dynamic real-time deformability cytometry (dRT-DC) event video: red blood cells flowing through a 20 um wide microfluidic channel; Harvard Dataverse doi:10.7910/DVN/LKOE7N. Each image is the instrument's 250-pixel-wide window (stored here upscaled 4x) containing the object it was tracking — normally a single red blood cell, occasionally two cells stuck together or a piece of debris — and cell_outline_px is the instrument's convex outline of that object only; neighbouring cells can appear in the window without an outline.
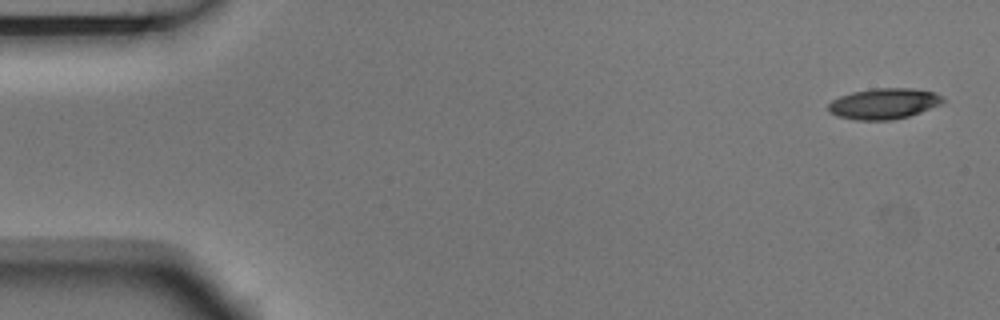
{"species": "Egyptian fruit bat (a non-hibernating species)", "species_latin": "Rousettus aegyptiacus", "temperature_condition": "room temperature", "stored_images_in_passage": 9, "camera_frame_rate_fps": 3000, "um_per_image_px": 0.085, "animal": {"sex": "male"}, "frame": {"image": 1, "passage_image": 1, "time_ms": 0.0, "image_size_px": [1000, 320], "cell_outline_px": [[944, 100], [940, 104], [920, 112], [908, 116], [892, 120], [856, 120], [836, 116], [828, 112], [828, 104], [832, 100], [840, 96], [852, 92], [872, 88], [912, 88], [936, 92], [944, 96]], "centroid_in_image_um": [75.12, 8.8], "position_along_channel_um": 9.9, "area_um2": 20.69}}
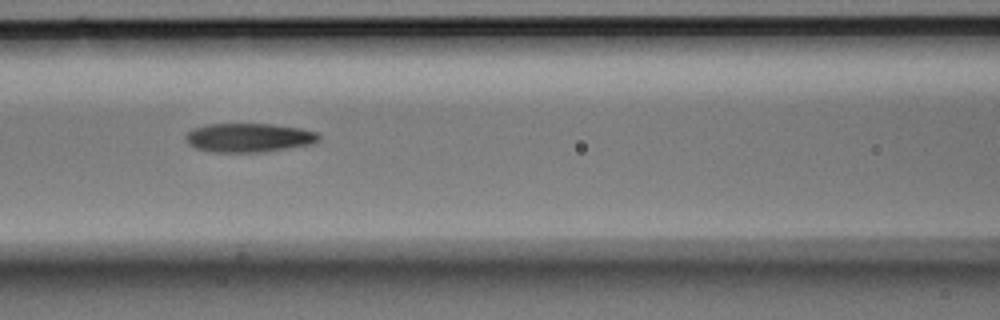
{"frame": {"image": 2, "passage_image": 7, "time_ms": 2.0, "image_size_px": [1000, 320], "cell_outline_px": [[320, 140], [312, 144], [264, 152], [212, 152], [196, 148], [188, 144], [184, 136], [192, 128], [208, 124], [272, 124], [300, 128], [316, 132], [320, 136]], "centroid_in_image_um": [21.14, 11.7], "position_along_channel_um": 145.5, "area_um2": 22.54}}
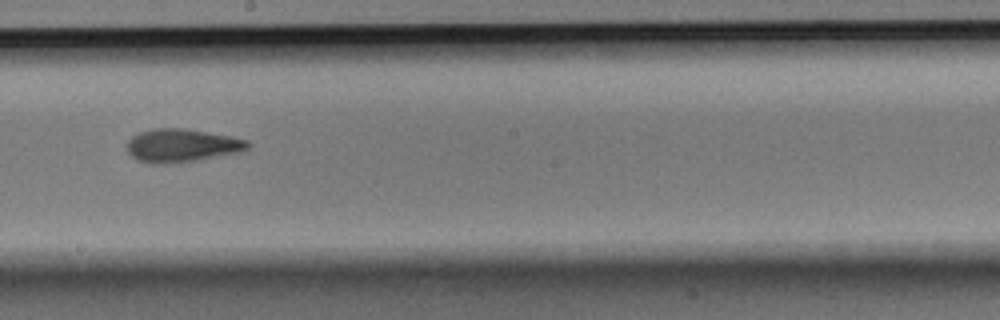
{"frame": {"image": 3, "passage_image": 9, "time_ms": 2.667, "image_size_px": [1000, 320], "cell_outline_px": [[252, 144], [248, 148], [240, 152], [196, 160], [164, 164], [148, 164], [136, 160], [128, 152], [124, 144], [132, 136], [140, 132], [152, 128], [184, 128], [232, 136], [248, 140]], "centroid_in_image_um": [15.42, 12.36], "position_along_channel_um": 232.8, "area_um2": 23.7}}